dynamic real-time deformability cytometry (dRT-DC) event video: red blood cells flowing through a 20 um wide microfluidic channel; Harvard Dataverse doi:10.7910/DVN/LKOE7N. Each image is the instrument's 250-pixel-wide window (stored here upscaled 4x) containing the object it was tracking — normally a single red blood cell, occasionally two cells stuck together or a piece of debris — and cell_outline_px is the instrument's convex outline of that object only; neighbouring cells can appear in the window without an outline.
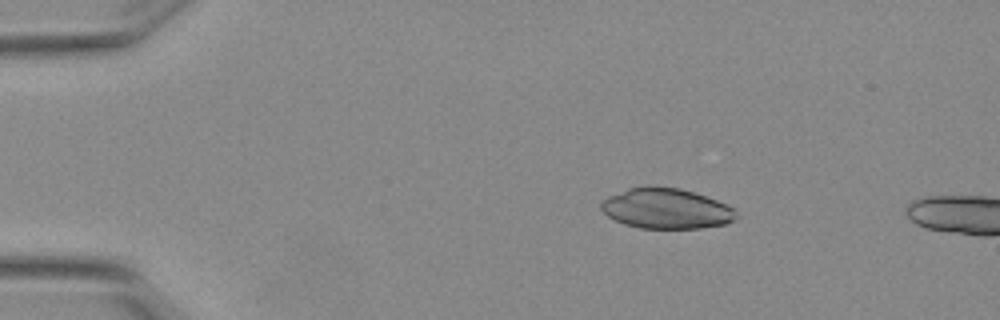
{"species": "Egyptian fruit bat (a non-hibernating species)", "species_latin": "Rousettus aegyptiacus", "temperature_condition": "warm", "stored_images_in_passage": 13, "camera_frame_rate_fps": 3000, "um_per_image_px": 0.085, "animal": {"sex": "female"}, "frame": {"image": 1, "passage_image": 9, "time_ms": 2.667, "image_size_px": [1000, 320], "cell_outline_px": [[736, 216], [732, 220], [724, 224], [700, 228], [640, 228], [624, 224], [608, 216], [600, 208], [600, 200], [608, 196], [628, 188], [652, 184], [680, 188], [716, 200], [732, 208], [736, 212]], "centroid_in_image_um": [56.55, 17.7], "position_along_channel_um": 28.4, "area_um2": 31.79}}